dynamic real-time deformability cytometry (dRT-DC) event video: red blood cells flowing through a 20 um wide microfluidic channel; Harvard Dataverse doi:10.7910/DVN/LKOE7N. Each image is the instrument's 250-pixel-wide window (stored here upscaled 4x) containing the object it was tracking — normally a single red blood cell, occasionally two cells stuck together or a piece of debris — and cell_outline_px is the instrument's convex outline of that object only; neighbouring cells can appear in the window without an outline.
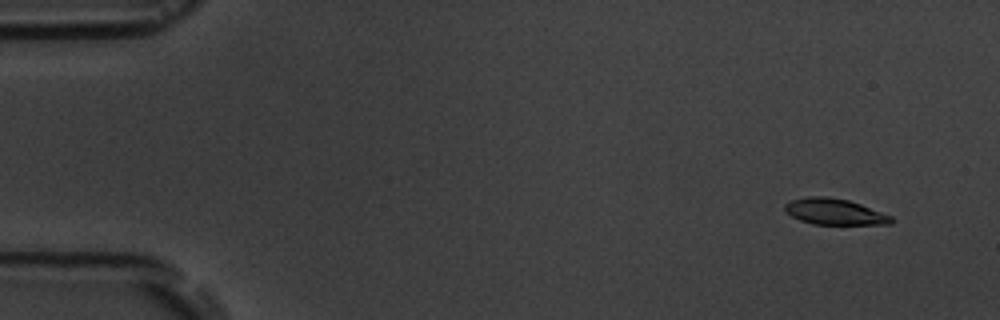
{"species": "common noctule bat (a hibernating species)", "species_latin": "Nyctalus noctula", "temperature_condition": "room temperature", "stored_images_in_passage": 5, "camera_frame_rate_fps": 3000, "um_per_image_px": 0.085, "animal": {"sex": "male", "body_mass_g": 19.5, "forearm_length_mm": 54.6}, "frame": {"image": 1, "passage_image": 2, "time_ms": 1.333, "image_size_px": [1000, 320], "cell_outline_px": [[896, 220], [892, 224], [812, 224], [800, 220], [784, 212], [784, 204], [792, 200], [808, 196], [828, 196], [848, 200], [860, 204], [892, 216]], "centroid_in_image_um": [70.93, 17.99], "position_along_channel_um": 14.1, "area_um2": 16.24}}
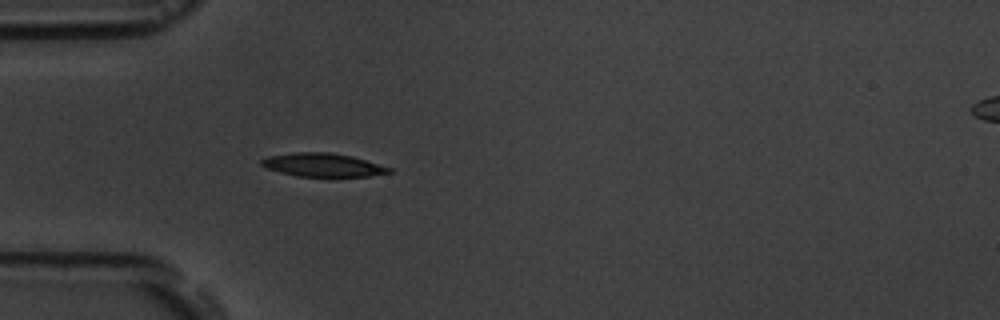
{"frame": {"image": 2, "passage_image": 5, "time_ms": 5.667, "image_size_px": [1000, 320], "cell_outline_px": [[392, 172], [368, 176], [296, 176], [264, 168], [260, 164], [260, 160], [268, 156], [296, 152], [332, 152], [352, 156], [392, 168]], "centroid_in_image_um": [27.4, 14.01], "position_along_channel_um": 57.6, "area_um2": 17.4}}